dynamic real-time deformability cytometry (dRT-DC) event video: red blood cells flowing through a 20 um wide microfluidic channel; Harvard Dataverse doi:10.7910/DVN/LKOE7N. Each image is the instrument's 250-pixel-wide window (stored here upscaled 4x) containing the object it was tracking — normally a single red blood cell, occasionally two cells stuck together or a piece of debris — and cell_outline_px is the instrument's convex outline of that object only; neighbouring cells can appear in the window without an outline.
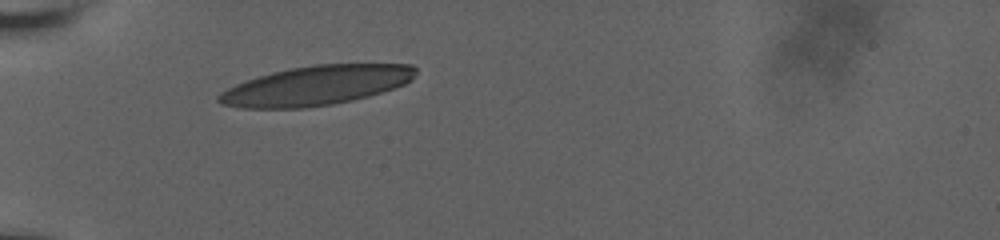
{"species": "human", "species_latin": "Homo sapiens", "temperature_condition": "room temperature", "stored_images_in_passage": 59, "camera_frame_rate_fps": 3000, "um_per_image_px": 0.085, "donor": {"sex": "male"}, "frame": {"image": 1, "passage_image": 1, "time_ms": 0.0, "image_size_px": [1000, 240], "cell_outline_px": [[416, 72], [404, 84], [368, 96], [352, 100], [332, 104], [304, 108], [240, 108], [220, 104], [216, 100], [216, 96], [220, 92], [236, 84], [272, 72], [288, 68], [316, 64], [412, 64], [416, 68]], "centroid_in_image_um": [26.81, 7.27], "position_along_channel_um": 58.2, "area_um2": 44.97}}
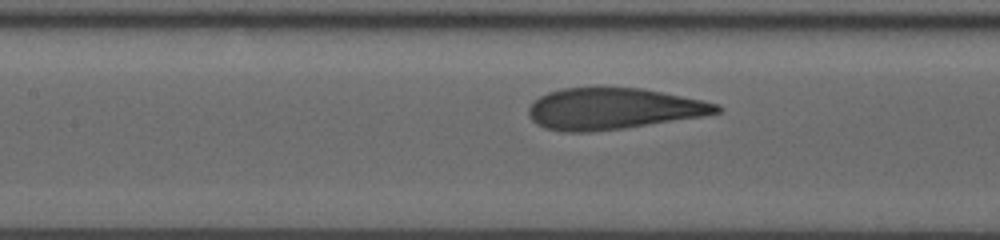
{"frame": {"image": 2, "passage_image": 26, "time_ms": 3.0, "image_size_px": [1000, 240], "cell_outline_px": [[720, 112], [704, 116], [624, 128], [592, 132], [560, 132], [544, 128], [536, 124], [528, 116], [528, 108], [532, 100], [548, 92], [564, 88], [596, 84], [600, 84], [644, 88], [720, 104]], "centroid_in_image_um": [52.05, 9.2], "position_along_channel_um": 155.4, "area_um2": 46.64}}
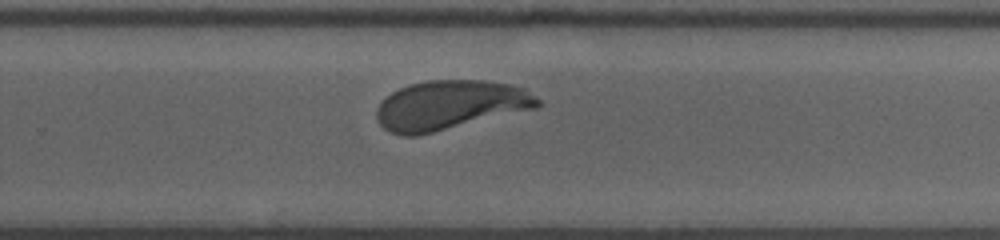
{"frame": {"image": 3, "passage_image": 58, "time_ms": 6.667, "image_size_px": [1000, 240], "cell_outline_px": [[540, 104], [536, 108], [416, 136], [404, 136], [388, 132], [376, 120], [376, 108], [392, 92], [400, 88], [412, 84], [428, 80], [484, 80], [512, 84], [524, 88], [540, 100]], "centroid_in_image_um": [38.24, 8.93], "position_along_channel_um": 291.6, "area_um2": 46.07}}